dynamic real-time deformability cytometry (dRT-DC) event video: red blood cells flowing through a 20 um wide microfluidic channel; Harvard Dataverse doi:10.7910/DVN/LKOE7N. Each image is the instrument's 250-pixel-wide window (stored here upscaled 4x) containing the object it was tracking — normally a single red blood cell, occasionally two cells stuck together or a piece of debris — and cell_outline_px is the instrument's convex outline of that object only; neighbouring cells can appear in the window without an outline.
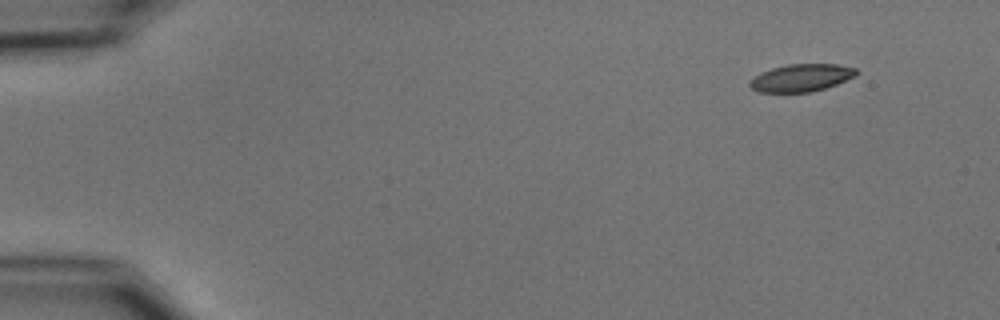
{"species": "common noctule bat (a hibernating species)", "species_latin": "Nyctalus noctula", "temperature_condition": "cold", "stored_images_in_passage": 5, "camera_frame_rate_fps": 3000, "um_per_image_px": 0.085, "animal": {"sex": "male", "body_mass_g": 15.6}, "frame": {"image": 1, "passage_image": 1, "time_ms": 0.0, "image_size_px": [1000, 320], "cell_outline_px": [[860, 72], [856, 76], [836, 84], [812, 92], [760, 92], [752, 88], [748, 84], [760, 72], [772, 68], [788, 64], [836, 64], [856, 68]], "centroid_in_image_um": [68.15, 6.6], "position_along_channel_um": 16.9, "area_um2": 16.99}}
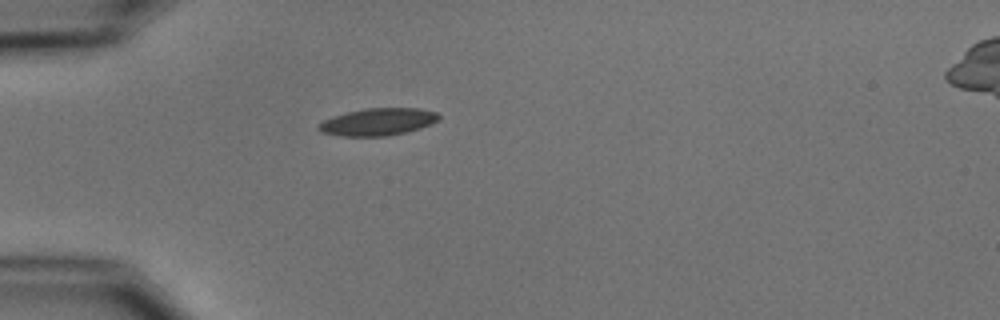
{"frame": {"image": 2, "passage_image": 4, "time_ms": 3.667, "image_size_px": [1000, 320], "cell_outline_px": [[440, 120], [432, 124], [420, 128], [388, 136], [340, 136], [320, 132], [316, 128], [324, 120], [332, 116], [364, 108], [420, 108], [436, 112], [440, 116]], "centroid_in_image_um": [32.13, 10.35], "position_along_channel_um": 52.9, "area_um2": 19.19}}